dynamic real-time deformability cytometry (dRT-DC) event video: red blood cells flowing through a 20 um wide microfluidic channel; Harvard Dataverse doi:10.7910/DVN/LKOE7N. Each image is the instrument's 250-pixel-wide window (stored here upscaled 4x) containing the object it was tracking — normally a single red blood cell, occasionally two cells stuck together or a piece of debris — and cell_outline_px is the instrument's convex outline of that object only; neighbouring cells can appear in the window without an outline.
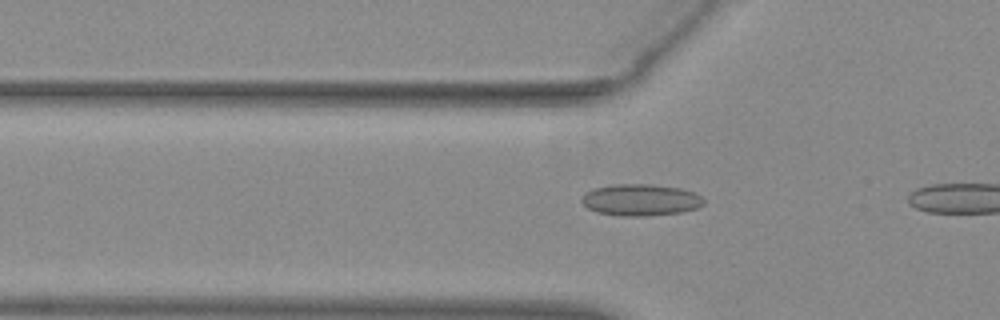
{"species": "common noctule bat (a hibernating species)", "species_latin": "Nyctalus noctula", "temperature_condition": "warm", "stored_images_in_passage": 12, "camera_frame_rate_fps": 3000, "um_per_image_px": 0.085, "animal": {"sex": "female", "body_mass_g": 29.2, "forearm_length_mm": 56.3}, "frame": {"image": 1, "passage_image": 9, "time_ms": 2.667, "image_size_px": [1000, 320], "cell_outline_px": [[704, 204], [696, 208], [680, 212], [644, 216], [624, 216], [596, 212], [588, 208], [580, 200], [584, 192], [592, 188], [612, 184], [652, 184], [680, 188], [692, 192], [700, 196], [704, 200]], "centroid_in_image_um": [54.4, 16.98], "position_along_channel_um": 71.4, "area_um2": 22.54}}